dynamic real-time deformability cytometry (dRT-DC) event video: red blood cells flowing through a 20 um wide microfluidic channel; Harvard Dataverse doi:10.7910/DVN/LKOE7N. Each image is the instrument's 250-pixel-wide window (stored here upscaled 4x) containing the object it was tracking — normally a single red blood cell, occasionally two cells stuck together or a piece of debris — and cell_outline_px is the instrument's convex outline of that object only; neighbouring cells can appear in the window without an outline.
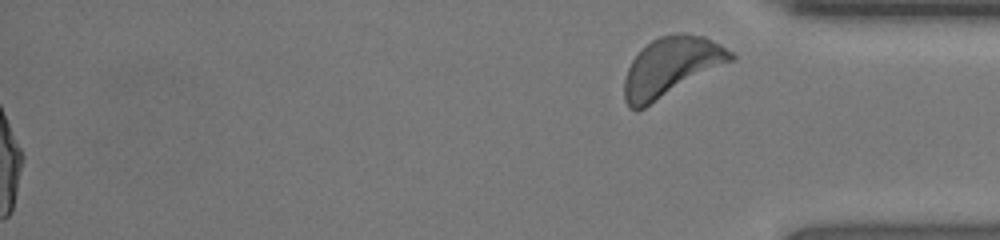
{"species": "human", "species_latin": "Homo sapiens", "temperature_condition": "room temperature", "stored_images_in_passage": 47, "segment_of_instrument_passage": [2, 2], "camera_frame_rate_fps": 3000, "um_per_image_px": 0.085, "donor": {"sex": "female"}, "frame": {"image": 1, "passage_image": 47, "time_ms": 15.333, "image_size_px": [1000, 240], "cell_outline_px": [[736, 56], [732, 60], [644, 108], [636, 112], [628, 108], [624, 100], [624, 80], [628, 68], [632, 60], [652, 40], [660, 36], [676, 32], [688, 32], [704, 36], [720, 44], [732, 52]], "centroid_in_image_um": [57.02, 5.68], "position_along_channel_um": 378.2, "area_um2": 36.41}}